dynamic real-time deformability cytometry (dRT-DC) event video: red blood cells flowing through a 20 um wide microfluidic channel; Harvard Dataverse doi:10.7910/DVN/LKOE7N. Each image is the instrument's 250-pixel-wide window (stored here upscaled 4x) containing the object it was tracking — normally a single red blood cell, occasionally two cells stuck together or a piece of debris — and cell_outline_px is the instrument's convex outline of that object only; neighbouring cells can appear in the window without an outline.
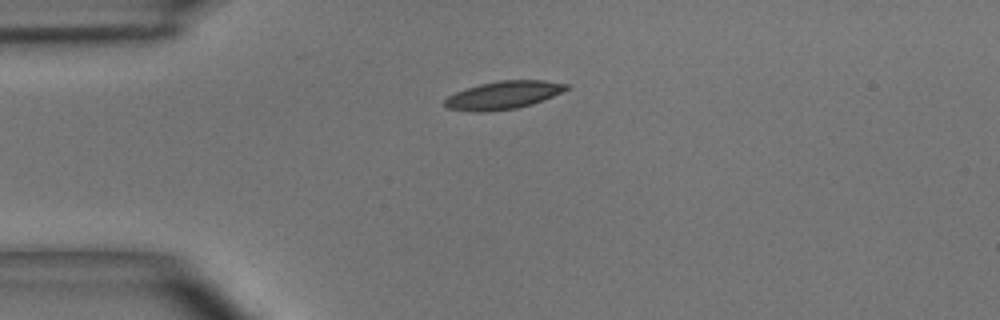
{"species": "common noctule bat (a hibernating species)", "species_latin": "Nyctalus noctula", "temperature_condition": "room temperature", "stored_images_in_passage": 38, "camera_frame_rate_fps": 3000, "um_per_image_px": 0.085, "animal": {"sex": "male", "body_mass_g": 15.6}, "frame": {"image": 1, "passage_image": 1, "time_ms": 0.0, "image_size_px": [1000, 320], "cell_outline_px": [[572, 88], [532, 104], [516, 108], [488, 112], [472, 112], [448, 108], [444, 104], [444, 100], [448, 96], [456, 92], [480, 84], [496, 80], [544, 80], [568, 84]], "centroid_in_image_um": [42.8, 8.08], "position_along_channel_um": 42.2, "area_um2": 19.88}}
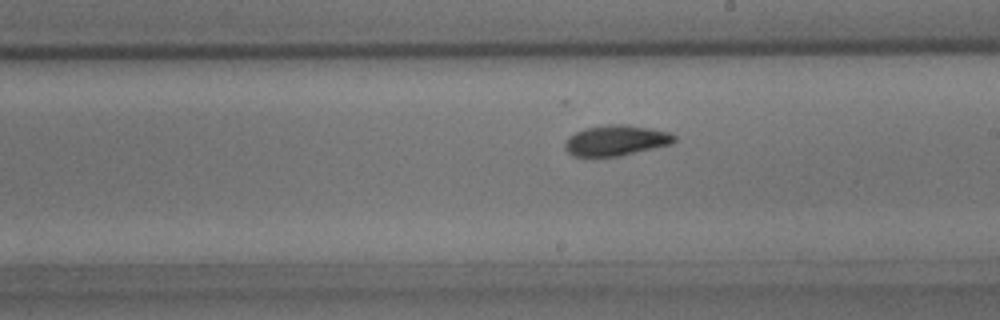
{"frame": {"image": 2, "passage_image": 17, "time_ms": 5.333, "image_size_px": [1000, 320], "cell_outline_px": [[676, 140], [672, 144], [620, 156], [572, 156], [564, 148], [564, 144], [568, 136], [584, 128], [608, 124], [628, 124], [652, 128], [668, 132], [676, 136]], "centroid_in_image_um": [52.36, 11.93], "position_along_channel_um": 236.6, "area_um2": 19.65}}
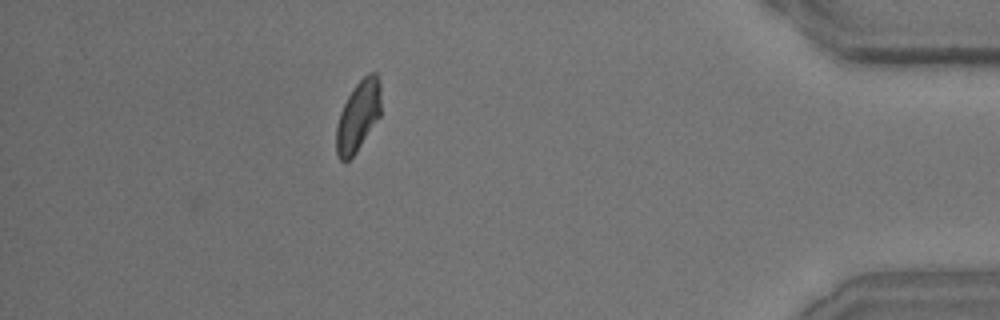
{"frame": {"image": 3, "passage_image": 33, "time_ms": 10.667, "image_size_px": [1000, 320], "cell_outline_px": [[380, 116], [356, 152], [344, 164], [340, 160], [336, 152], [336, 124], [340, 112], [352, 88], [368, 72], [376, 72], [380, 80]], "centroid_in_image_um": [30.43, 9.86], "position_along_channel_um": 404.8, "area_um2": 18.44}, "authors_computed_cell_mechanics": {"area_um2": 19.1607, "velocity_mm_per_s": 4.0429, "shape_relaxation_time_tau1_ms": 3.5664, "shape_relaxation_time_tau2_ms": 2.779, "deformation_change_tau1": 0.1479, "deformation_change_tau2": 0.08}}